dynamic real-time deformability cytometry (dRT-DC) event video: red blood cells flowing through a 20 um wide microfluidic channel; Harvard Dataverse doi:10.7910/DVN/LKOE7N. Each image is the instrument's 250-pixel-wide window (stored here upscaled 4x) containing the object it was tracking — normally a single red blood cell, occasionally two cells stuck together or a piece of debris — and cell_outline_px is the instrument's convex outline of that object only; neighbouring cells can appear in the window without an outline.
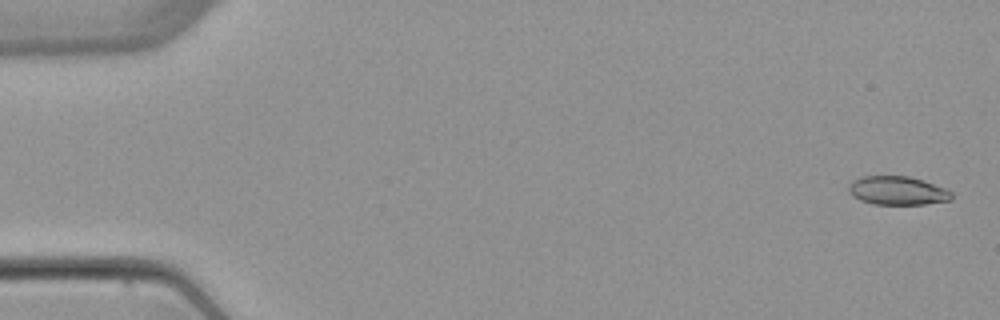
{"species": "common noctule bat (a hibernating species)", "species_latin": "Nyctalus noctula", "temperature_condition": "warm", "stored_images_in_passage": 5, "camera_frame_rate_fps": 3000, "um_per_image_px": 0.085, "animal": {"sex": "female", "body_mass_g": 22.7, "forearm_length_mm": 54.2}, "frame": {"image": 1, "passage_image": 1, "time_ms": 0.0, "image_size_px": [1000, 320], "cell_outline_px": [[952, 200], [924, 204], [876, 204], [860, 200], [852, 196], [848, 192], [848, 184], [852, 180], [860, 176], [908, 176], [924, 180], [944, 188], [952, 192]], "centroid_in_image_um": [76.25, 16.19], "position_along_channel_um": 8.7, "area_um2": 17.28}}
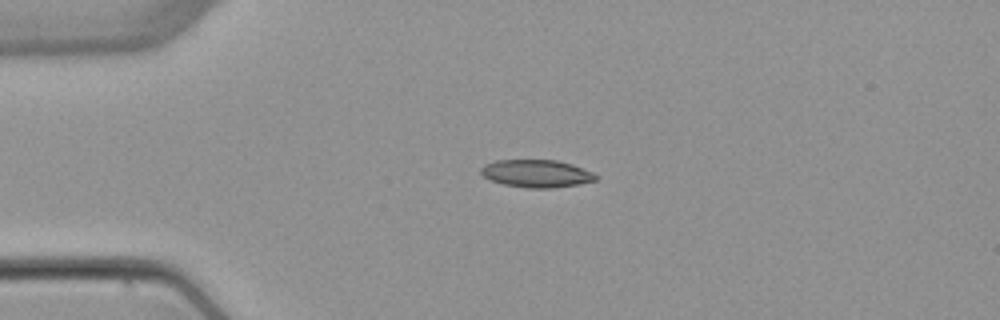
{"frame": {"image": 2, "passage_image": 4, "time_ms": 3.667, "image_size_px": [1000, 320], "cell_outline_px": [[596, 180], [576, 184], [552, 188], [528, 188], [504, 184], [492, 180], [484, 176], [480, 172], [480, 168], [484, 164], [496, 160], [556, 160], [572, 164], [592, 172], [596, 176]], "centroid_in_image_um": [45.57, 14.74], "position_along_channel_um": 39.4, "area_um2": 18.26}}